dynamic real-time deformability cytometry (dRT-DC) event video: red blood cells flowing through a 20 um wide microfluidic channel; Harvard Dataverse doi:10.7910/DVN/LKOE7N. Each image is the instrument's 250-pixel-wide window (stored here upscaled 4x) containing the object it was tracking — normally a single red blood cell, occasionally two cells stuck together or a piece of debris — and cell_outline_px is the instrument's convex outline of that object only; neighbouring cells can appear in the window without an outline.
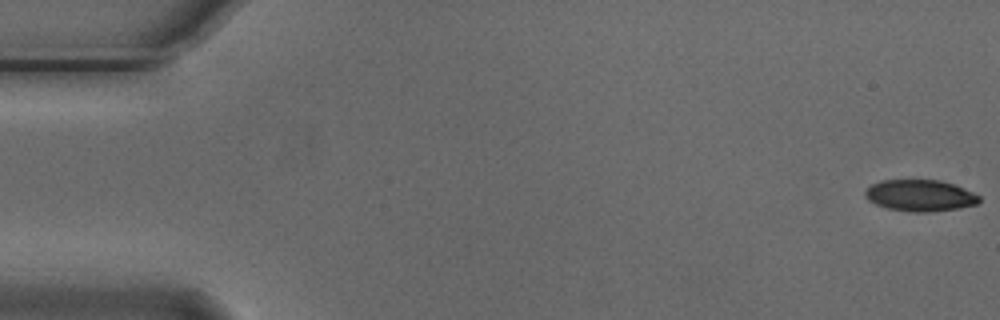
{"species": "Egyptian fruit bat (a non-hibernating species)", "species_latin": "Rousettus aegyptiacus", "temperature_condition": "cold", "stored_images_in_passage": 6, "camera_frame_rate_fps": 3000, "um_per_image_px": 0.085, "animal": {"sex": "male"}, "frame": {"image": 1, "passage_image": 1, "time_ms": 0.0, "image_size_px": [1000, 320], "cell_outline_px": [[980, 200], [976, 204], [956, 208], [928, 212], [912, 212], [888, 208], [876, 204], [868, 200], [864, 196], [864, 192], [872, 184], [880, 180], [940, 180], [964, 188], [980, 196]], "centroid_in_image_um": [78.18, 16.61], "position_along_channel_um": 6.8, "area_um2": 20.75}}
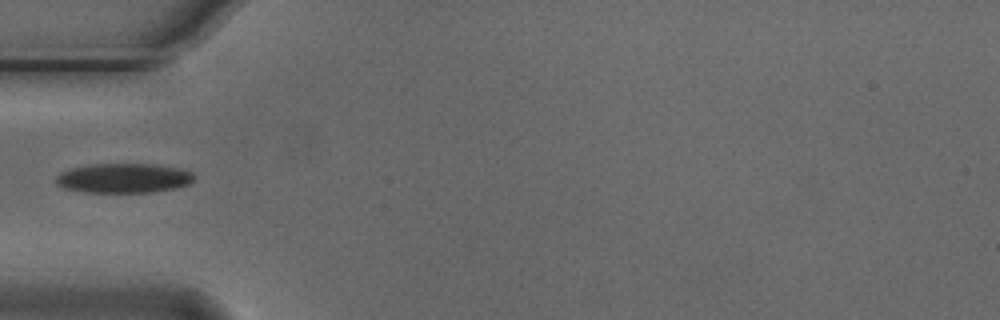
{"frame": {"image": 2, "passage_image": 5, "time_ms": 1.333, "image_size_px": [1000, 320], "cell_outline_px": [[196, 176], [188, 184], [176, 188], [152, 192], [84, 192], [64, 188], [56, 184], [56, 176], [60, 172], [68, 168], [88, 164], [156, 164], [184, 168], [192, 172]], "centroid_in_image_um": [10.51, 15.13], "position_along_channel_um": 74.5, "area_um2": 24.16}}
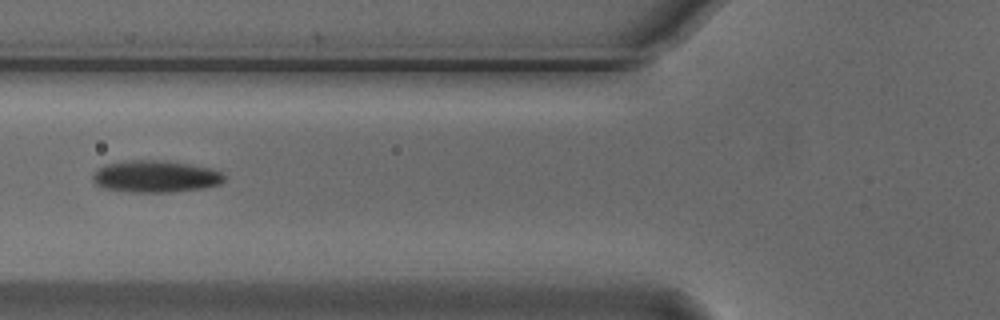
{"frame": {"image": 3, "passage_image": 6, "time_ms": 1.667, "image_size_px": [1000, 320], "cell_outline_px": [[224, 180], [220, 184], [204, 188], [172, 192], [132, 192], [104, 188], [96, 184], [92, 180], [92, 172], [108, 164], [124, 160], [164, 160], [212, 168], [220, 172], [224, 176]], "centroid_in_image_um": [13.21, 15.0], "position_along_channel_um": 112.6, "area_um2": 24.51}}